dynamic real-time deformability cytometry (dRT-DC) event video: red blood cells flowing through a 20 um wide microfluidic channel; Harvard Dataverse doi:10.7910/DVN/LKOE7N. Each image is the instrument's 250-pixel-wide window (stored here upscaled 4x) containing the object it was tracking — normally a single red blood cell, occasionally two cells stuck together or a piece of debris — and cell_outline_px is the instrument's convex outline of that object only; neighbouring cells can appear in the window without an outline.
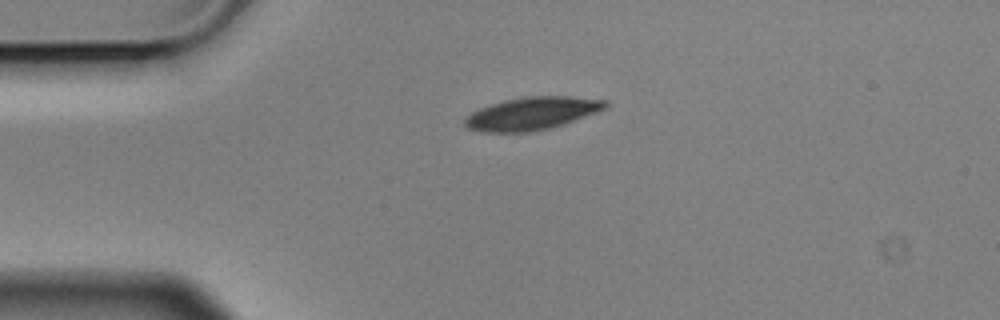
{"species": "Egyptian fruit bat (a non-hibernating species)", "species_latin": "Rousettus aegyptiacus", "temperature_condition": "cold", "stored_images_in_passage": 2, "camera_frame_rate_fps": 3000, "um_per_image_px": 0.085, "animal": {"sex": "male"}, "frame": {"image": 1, "passage_image": 1, "time_ms": 0.0, "image_size_px": [1000, 320], "cell_outline_px": [[608, 104], [604, 108], [564, 124], [552, 128], [532, 132], [484, 132], [468, 128], [464, 124], [464, 120], [472, 112], [480, 108], [504, 100], [520, 96], [572, 96], [604, 100]], "centroid_in_image_um": [45.18, 9.64], "position_along_channel_um": 39.8, "area_um2": 26.65}}